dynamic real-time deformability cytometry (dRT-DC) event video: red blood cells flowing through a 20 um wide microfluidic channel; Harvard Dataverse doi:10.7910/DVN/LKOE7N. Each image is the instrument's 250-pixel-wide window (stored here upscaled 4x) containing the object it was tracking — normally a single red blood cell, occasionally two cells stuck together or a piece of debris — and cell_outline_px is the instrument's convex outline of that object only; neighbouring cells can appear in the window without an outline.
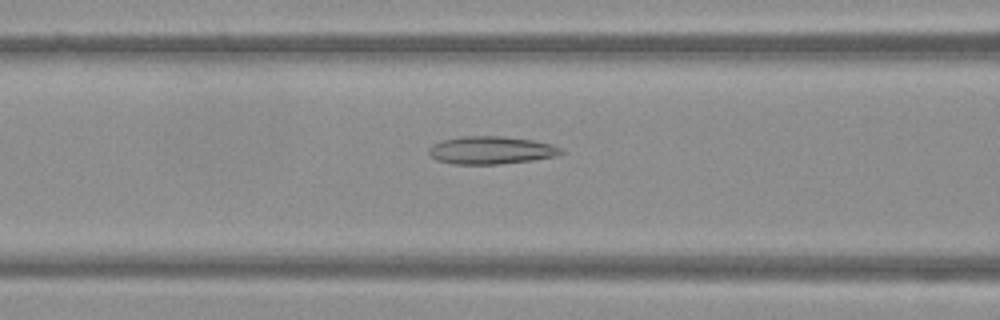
{"species": "Egyptian fruit bat (a non-hibernating species)", "species_latin": "Rousettus aegyptiacus", "temperature_condition": "warm", "stored_images_in_passage": 50, "camera_frame_rate_fps": 3000, "um_per_image_px": 0.085, "frame": {"image": 1, "passage_image": 21, "time_ms": 6.667, "image_size_px": [1000, 320], "cell_outline_px": [[564, 152], [556, 156], [532, 160], [500, 164], [452, 164], [436, 160], [428, 152], [428, 148], [432, 144], [440, 140], [464, 136], [500, 136], [532, 140], [552, 144], [560, 148]], "centroid_in_image_um": [41.7, 12.77], "position_along_channel_um": 124.9, "area_um2": 21.44}}
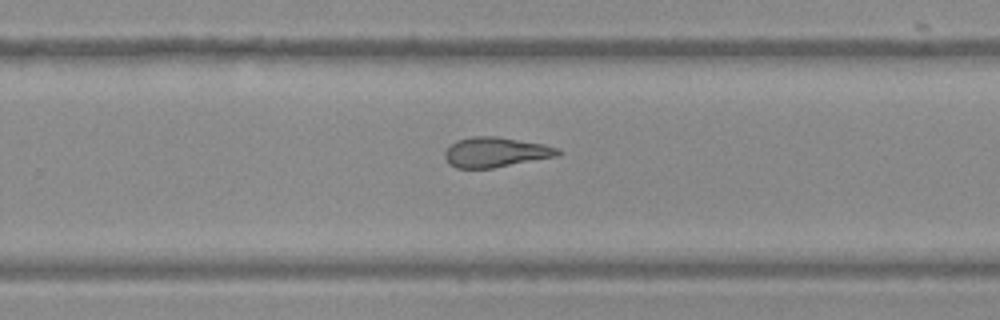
{"frame": {"image": 2, "passage_image": 33, "time_ms": 10.667, "image_size_px": [1000, 320], "cell_outline_px": [[564, 152], [560, 156], [492, 168], [456, 168], [448, 164], [444, 156], [444, 152], [456, 140], [472, 136], [496, 136], [544, 144], [560, 148]], "centroid_in_image_um": [42.17, 12.94], "position_along_channel_um": 287.6, "area_um2": 20.0}}
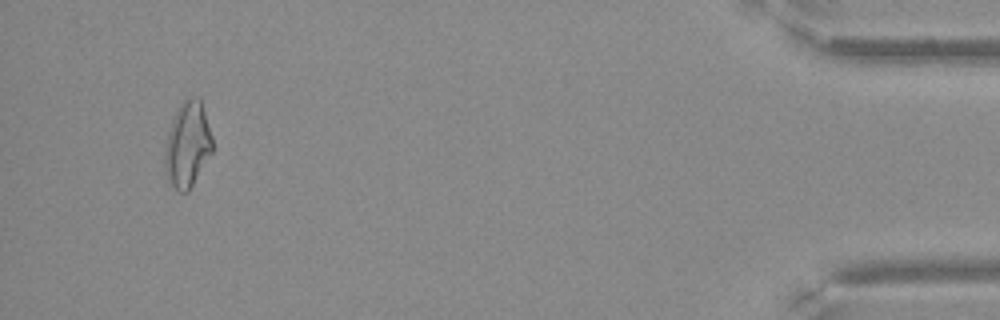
{"frame": {"image": 3, "passage_image": 48, "time_ms": 15.667, "image_size_px": [1000, 320], "cell_outline_px": [[212, 152], [188, 192], [180, 192], [168, 180], [164, 172], [164, 148], [168, 132], [172, 120], [180, 104], [188, 96], [192, 96], [200, 100], [212, 136]], "centroid_in_image_um": [15.91, 12.3], "position_along_channel_um": 419.3, "area_um2": 23.52}}